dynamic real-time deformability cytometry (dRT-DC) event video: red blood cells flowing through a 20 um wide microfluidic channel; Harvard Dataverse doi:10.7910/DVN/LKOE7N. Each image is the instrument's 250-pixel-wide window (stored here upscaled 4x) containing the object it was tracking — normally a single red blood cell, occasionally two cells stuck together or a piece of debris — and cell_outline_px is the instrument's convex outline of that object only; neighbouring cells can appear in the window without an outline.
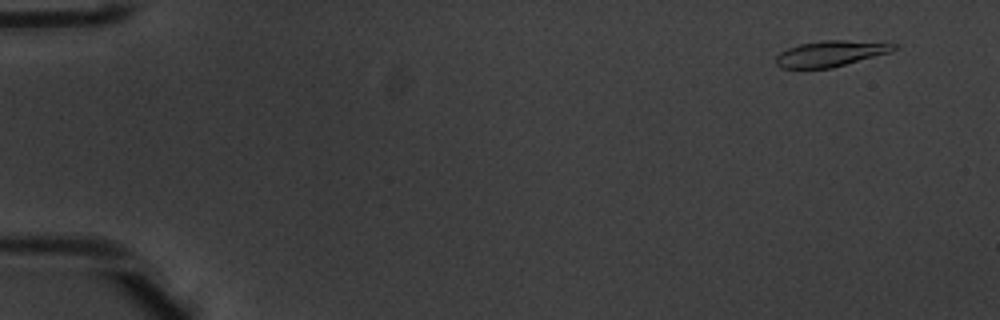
{"species": "common noctule bat (a hibernating species)", "species_latin": "Nyctalus noctula", "temperature_condition": "warm", "stored_images_in_passage": 52, "camera_frame_rate_fps": 3000, "um_per_image_px": 0.085, "animal": {"sex": "male", "body_mass_g": 20.1, "forearm_length_mm": 53.5}, "frame": {"image": 1, "passage_image": 4, "time_ms": 1.0, "image_size_px": [1000, 320], "cell_outline_px": [[896, 48], [892, 52], [832, 68], [780, 68], [776, 64], [776, 56], [780, 52], [788, 48], [800, 44], [824, 40], [844, 40], [896, 44]], "centroid_in_image_um": [70.59, 4.56], "position_along_channel_um": 14.4, "area_um2": 17.63}}
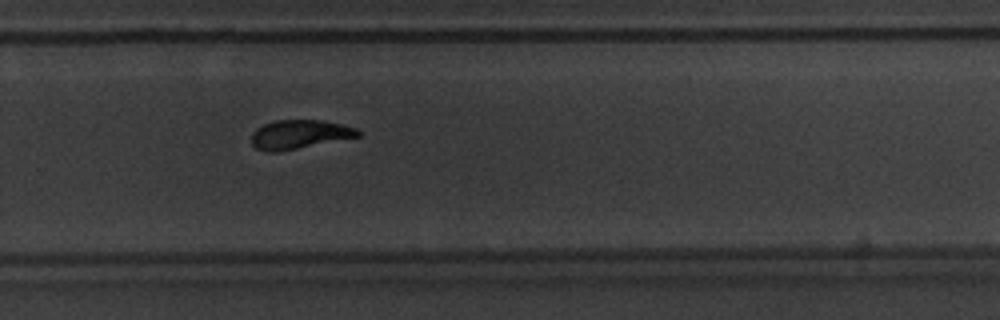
{"frame": {"image": 2, "passage_image": 36, "time_ms": 11.667, "image_size_px": [1000, 320], "cell_outline_px": [[360, 136], [280, 152], [268, 152], [256, 148], [252, 144], [252, 132], [256, 128], [264, 124], [276, 120], [320, 120], [344, 124], [356, 128], [360, 132]], "centroid_in_image_um": [25.44, 11.42], "position_along_channel_um": 304.4, "area_um2": 18.03}}
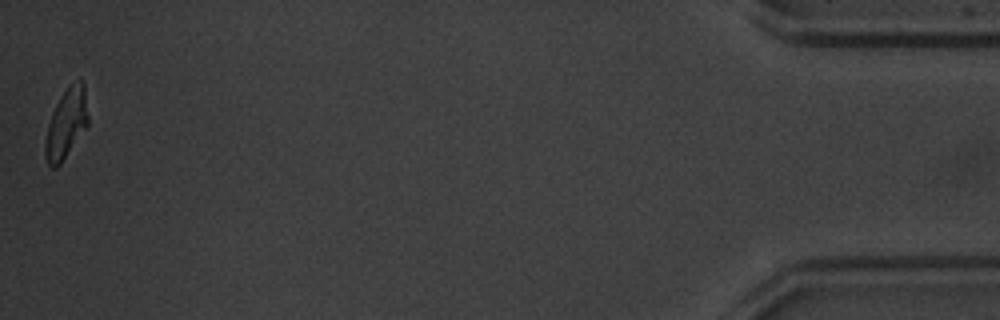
{"frame": {"image": 3, "passage_image": 52, "time_ms": 17.0, "image_size_px": [1000, 320], "cell_outline_px": [[88, 124], [60, 164], [56, 168], [52, 168], [48, 164], [44, 156], [44, 144], [48, 124], [52, 112], [60, 96], [68, 84], [80, 80], [84, 84], [88, 116]], "centroid_in_image_um": [5.61, 10.5], "position_along_channel_um": 429.6, "area_um2": 17.34}, "authors_computed_cell_mechanics": {"area_um2": 18.2359, "velocity_mm_per_s": 3.9531, "shape_relaxation_time_tau1_ms": 3.6431, "shape_relaxation_time_tau2_ms": 2.1408, "deformation_change_tau1": 0.1593, "deformation_change_tau2": 0.0785}}